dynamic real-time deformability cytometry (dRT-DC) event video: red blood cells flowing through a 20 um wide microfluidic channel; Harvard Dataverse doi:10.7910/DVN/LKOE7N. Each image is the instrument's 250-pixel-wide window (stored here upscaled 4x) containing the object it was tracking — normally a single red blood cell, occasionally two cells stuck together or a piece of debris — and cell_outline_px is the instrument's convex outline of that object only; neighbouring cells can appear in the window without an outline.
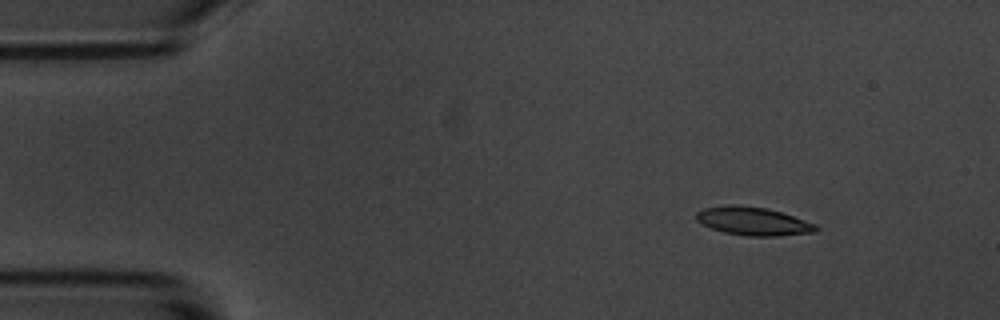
{"species": "common noctule bat (a hibernating species)", "species_latin": "Nyctalus noctula", "temperature_condition": "room temperature", "stored_images_in_passage": 6, "camera_frame_rate_fps": 3000, "um_per_image_px": 0.085, "animal": {"sex": "male", "body_mass_g": 20.1, "forearm_length_mm": 53.5}, "frame": {"image": 1, "passage_image": 2, "time_ms": 1.0, "image_size_px": [1000, 320], "cell_outline_px": [[820, 228], [816, 232], [776, 236], [748, 236], [724, 232], [712, 228], [696, 220], [696, 212], [704, 208], [728, 204], [736, 204], [768, 208], [816, 224]], "centroid_in_image_um": [64.02, 18.79], "position_along_channel_um": 21.0, "area_um2": 19.71}}
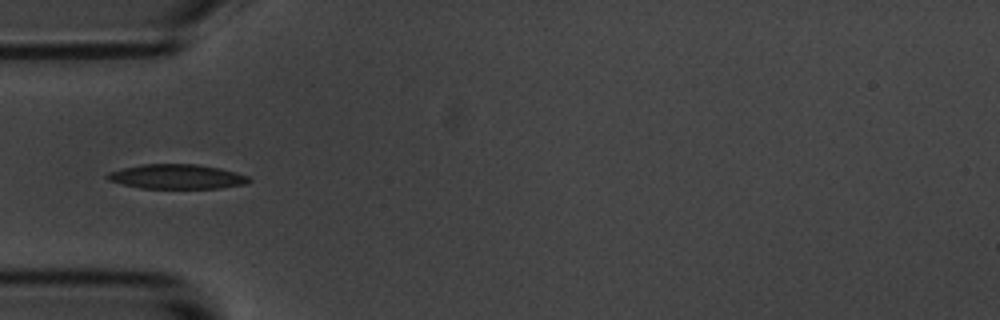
{"frame": {"image": 2, "passage_image": 5, "time_ms": 4.667, "image_size_px": [1000, 320], "cell_outline_px": [[252, 180], [244, 184], [220, 188], [140, 188], [108, 180], [104, 176], [108, 172], [140, 164], [196, 164], [220, 168], [236, 172], [248, 176]], "centroid_in_image_um": [15.02, 15.01], "position_along_channel_um": 70.0, "area_um2": 20.23}}